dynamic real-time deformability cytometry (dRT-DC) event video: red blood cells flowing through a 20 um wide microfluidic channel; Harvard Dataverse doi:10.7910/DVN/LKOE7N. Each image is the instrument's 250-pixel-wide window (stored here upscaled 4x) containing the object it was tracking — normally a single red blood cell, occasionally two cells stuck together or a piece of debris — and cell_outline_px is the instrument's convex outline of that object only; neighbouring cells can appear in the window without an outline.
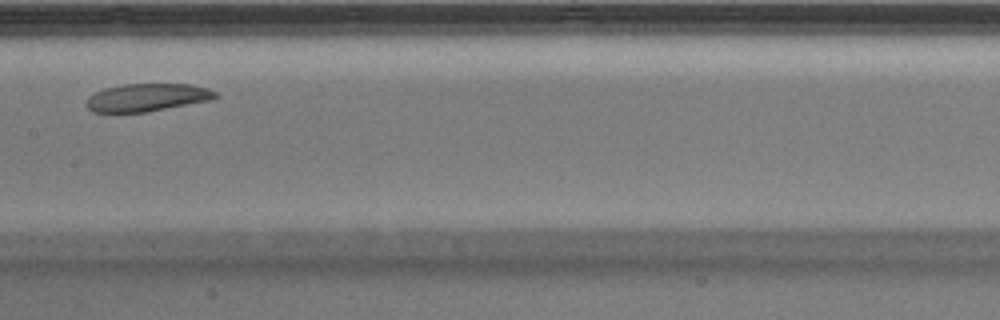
{"species": "Egyptian fruit bat (a non-hibernating species)", "species_latin": "Rousettus aegyptiacus", "temperature_condition": "warm", "stored_images_in_passage": 26, "camera_frame_rate_fps": 3000, "um_per_image_px": 0.085, "animal": {"sex": "male"}, "frame": {"image": 1, "passage_image": 12, "time_ms": 3.667, "image_size_px": [1000, 320], "cell_outline_px": [[216, 100], [144, 112], [92, 112], [88, 108], [88, 96], [104, 88], [124, 84], [192, 84], [208, 88], [216, 92]], "centroid_in_image_um": [12.56, 8.28], "position_along_channel_um": 194.8, "area_um2": 20.92}}